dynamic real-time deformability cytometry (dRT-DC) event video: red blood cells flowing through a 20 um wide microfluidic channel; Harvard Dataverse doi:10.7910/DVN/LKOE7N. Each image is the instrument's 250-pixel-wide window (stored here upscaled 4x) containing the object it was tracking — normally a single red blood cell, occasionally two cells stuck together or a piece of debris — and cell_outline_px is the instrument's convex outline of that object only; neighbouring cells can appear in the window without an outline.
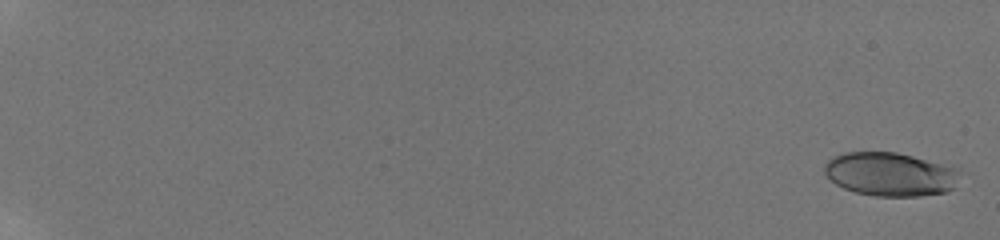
{"species": "human", "species_latin": "Homo sapiens", "temperature_condition": "room temperature", "stored_images_in_passage": 59, "camera_frame_rate_fps": 3000, "um_per_image_px": 0.085, "donor": {"sex": "male"}, "frame": {"image": 1, "passage_image": 2, "time_ms": 0.333, "image_size_px": [1000, 240], "cell_outline_px": [[960, 172], [952, 188], [948, 192], [920, 196], [876, 196], [856, 192], [844, 188], [836, 184], [824, 172], [824, 164], [832, 156], [844, 152], [896, 152], [912, 156], [952, 168]], "centroid_in_image_um": [75.6, 14.81], "position_along_channel_um": 9.4, "area_um2": 33.99}}
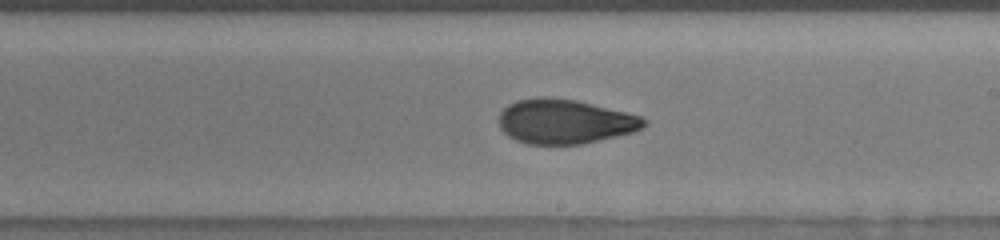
{"frame": {"image": 2, "passage_image": 39, "time_ms": 12.667, "image_size_px": [1000, 240], "cell_outline_px": [[648, 124], [632, 132], [584, 144], [528, 144], [516, 140], [508, 136], [500, 128], [500, 112], [508, 104], [516, 100], [536, 96], [548, 96], [576, 100], [640, 116], [648, 120]], "centroid_in_image_um": [47.98, 10.32], "position_along_channel_um": 241.0, "area_um2": 37.63}}
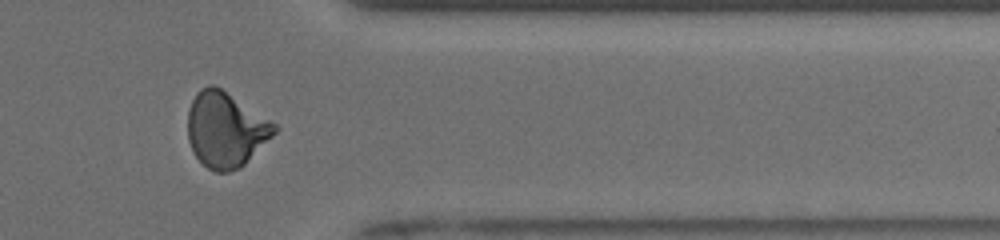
{"frame": {"image": 3, "passage_image": 51, "time_ms": 16.667, "image_size_px": [1000, 240], "cell_outline_px": [[280, 128], [240, 168], [228, 172], [216, 172], [208, 168], [196, 156], [188, 140], [188, 108], [196, 92], [200, 88], [208, 84], [212, 84], [220, 88], [276, 124]], "centroid_in_image_um": [19.16, 11.01], "position_along_channel_um": 392.2, "area_um2": 37.57}, "authors_computed_cell_mechanics": {"area_um2": 36.2984, "velocity_mm_per_s": 3.8873, "shape_relaxation_time_tau1_ms": 5.7832, "shape_relaxation_time_tau2_ms": 1.3369, "deformation_change_tau1": 0.1993, "deformation_change_tau2": 0.0646}}